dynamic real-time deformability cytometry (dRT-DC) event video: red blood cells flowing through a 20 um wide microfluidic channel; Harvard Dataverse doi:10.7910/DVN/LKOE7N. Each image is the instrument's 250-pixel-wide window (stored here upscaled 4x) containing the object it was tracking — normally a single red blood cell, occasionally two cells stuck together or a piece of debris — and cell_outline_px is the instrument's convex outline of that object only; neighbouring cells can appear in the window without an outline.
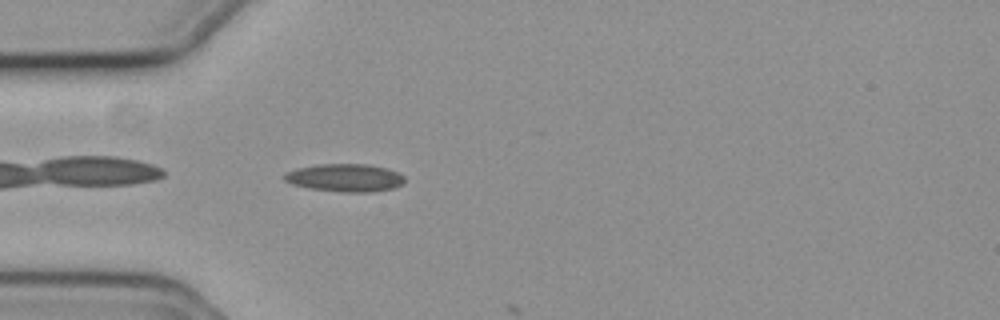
{"species": "common noctule bat (a hibernating species)", "species_latin": "Nyctalus noctula", "temperature_condition": "cold", "stored_images_in_passage": 3, "camera_frame_rate_fps": 3000, "um_per_image_px": 0.085, "animal": {"sex": "female", "body_mass_g": 19.3, "forearm_length_mm": 54.1}, "frame": {"image": 1, "passage_image": 2, "time_ms": 0.333, "image_size_px": [1000, 320], "cell_outline_px": [[404, 184], [392, 188], [372, 192], [344, 192], [312, 188], [292, 184], [284, 180], [284, 176], [288, 172], [300, 168], [316, 164], [364, 164], [388, 168], [404, 176]], "centroid_in_image_um": [29.37, 15.11], "position_along_channel_um": 55.6, "area_um2": 19.25}}